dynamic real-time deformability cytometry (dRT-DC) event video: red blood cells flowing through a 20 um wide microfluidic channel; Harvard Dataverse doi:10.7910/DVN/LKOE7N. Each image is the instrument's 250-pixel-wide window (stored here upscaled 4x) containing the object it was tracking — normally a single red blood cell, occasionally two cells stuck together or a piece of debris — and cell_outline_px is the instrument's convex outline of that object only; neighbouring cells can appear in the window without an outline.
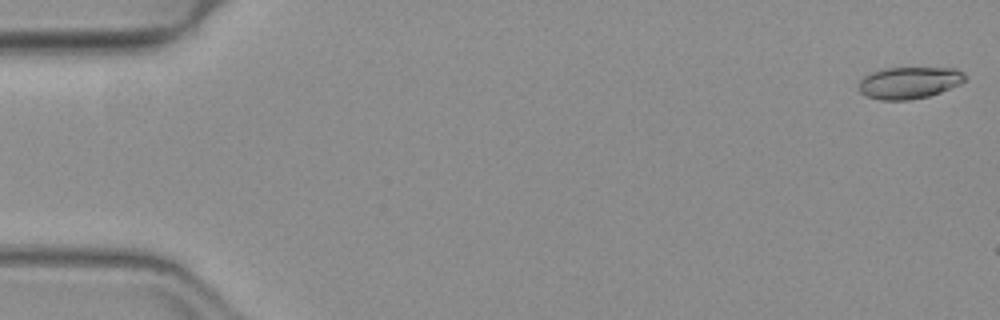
{"species": "common noctule bat (a hibernating species)", "species_latin": "Nyctalus noctula", "temperature_condition": "warm", "stored_images_in_passage": 3, "camera_frame_rate_fps": 3000, "um_per_image_px": 0.085, "animal": {"sex": "female", "body_mass_g": 19.3, "forearm_length_mm": 54.1}, "frame": {"image": 1, "passage_image": 1, "time_ms": 0.0, "image_size_px": [1000, 320], "cell_outline_px": [[964, 80], [960, 84], [940, 92], [928, 96], [908, 100], [880, 100], [868, 96], [860, 92], [856, 88], [860, 80], [864, 76], [872, 72], [884, 68], [956, 68], [964, 72]], "centroid_in_image_um": [77.25, 7.03], "position_along_channel_um": 7.8, "area_um2": 19.71}}